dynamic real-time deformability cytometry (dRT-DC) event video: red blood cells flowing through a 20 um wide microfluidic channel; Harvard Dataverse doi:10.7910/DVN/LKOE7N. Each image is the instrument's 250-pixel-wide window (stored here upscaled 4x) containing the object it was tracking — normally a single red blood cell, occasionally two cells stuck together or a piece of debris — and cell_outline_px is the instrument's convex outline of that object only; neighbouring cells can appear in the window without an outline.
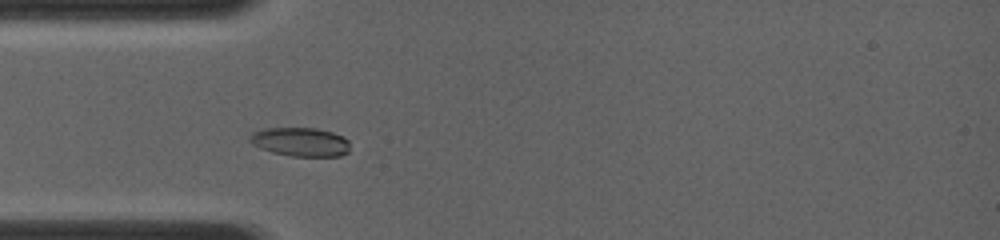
{"species": "common noctule bat (a hibernating species)", "species_latin": "Nyctalus noctula", "temperature_condition": "room temperature", "stored_images_in_passage": 64, "camera_frame_rate_fps": 4000, "um_per_image_px": 0.085, "animal": {"sex": "female", "body_mass_g": 19.0, "forearm_length_mm": 56.7}, "frame": {"image": 1, "passage_image": 15, "time_ms": 2.5, "image_size_px": [1000, 240], "cell_outline_px": [[348, 152], [340, 156], [292, 156], [272, 152], [260, 148], [252, 144], [248, 140], [248, 136], [252, 132], [264, 128], [316, 128], [332, 132], [348, 140]], "centroid_in_image_um": [25.48, 12.06], "position_along_channel_um": 59.5, "area_um2": 16.82}}
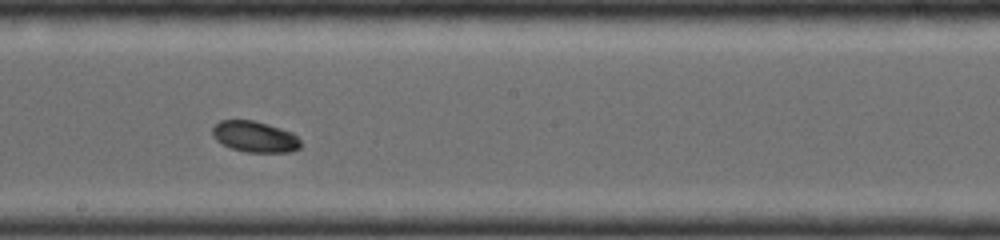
{"frame": {"image": 2, "passage_image": 35, "time_ms": 6.25, "image_size_px": [1000, 240], "cell_outline_px": [[300, 148], [292, 152], [248, 152], [232, 148], [216, 140], [212, 136], [212, 128], [220, 120], [252, 120], [280, 128], [292, 132], [300, 140]], "centroid_in_image_um": [21.66, 11.62], "position_along_channel_um": 226.5, "area_um2": 15.84}}
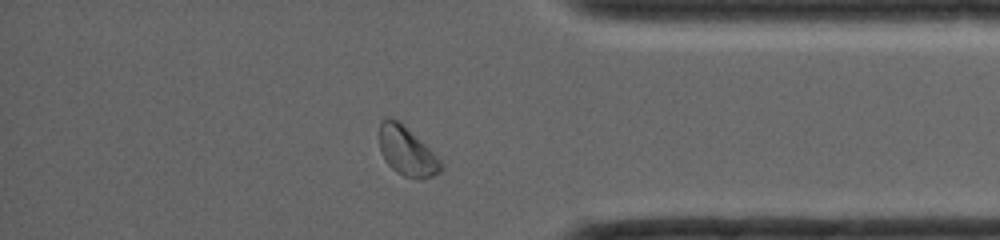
{"frame": {"image": 3, "passage_image": 57, "time_ms": 10.25, "image_size_px": [1000, 240], "cell_outline_px": [[444, 168], [440, 172], [432, 176], [420, 180], [416, 180], [404, 176], [396, 172], [384, 160], [380, 152], [380, 120], [384, 116], [388, 116], [396, 120], [424, 144], [444, 164]], "centroid_in_image_um": [34.57, 12.9], "position_along_channel_um": 400.6, "area_um2": 17.46}}